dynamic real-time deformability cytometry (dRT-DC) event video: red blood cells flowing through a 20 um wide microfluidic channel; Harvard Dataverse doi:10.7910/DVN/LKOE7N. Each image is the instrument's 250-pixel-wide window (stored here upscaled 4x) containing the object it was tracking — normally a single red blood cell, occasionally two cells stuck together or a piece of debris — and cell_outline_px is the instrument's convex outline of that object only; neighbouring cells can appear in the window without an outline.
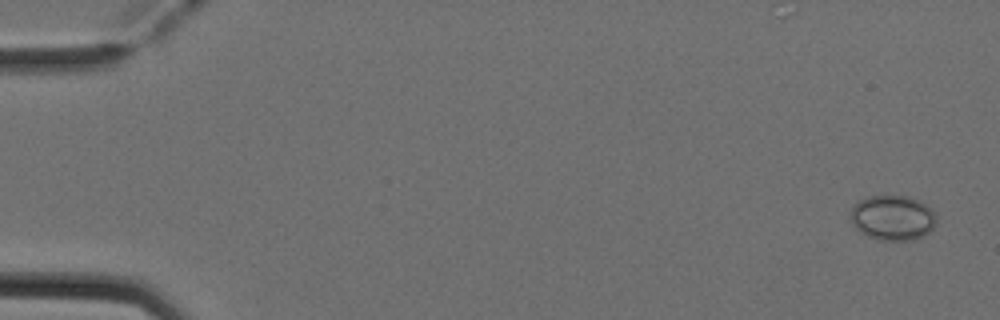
{"species": "Egyptian fruit bat (a non-hibernating species)", "species_latin": "Rousettus aegyptiacus", "temperature_condition": "cold", "stored_images_in_passage": 7, "camera_frame_rate_fps": 3000, "um_per_image_px": 0.085, "animal": {"sex": "female"}, "frame": {"image": 1, "passage_image": 1, "time_ms": 0.0, "image_size_px": [1000, 320], "cell_outline_px": [[936, 224], [924, 236], [912, 240], [880, 240], [868, 236], [860, 232], [852, 224], [852, 208], [860, 200], [868, 196], [908, 196], [920, 200], [932, 208], [936, 216]], "centroid_in_image_um": [75.92, 18.51], "position_along_channel_um": 9.1, "area_um2": 22.54}}
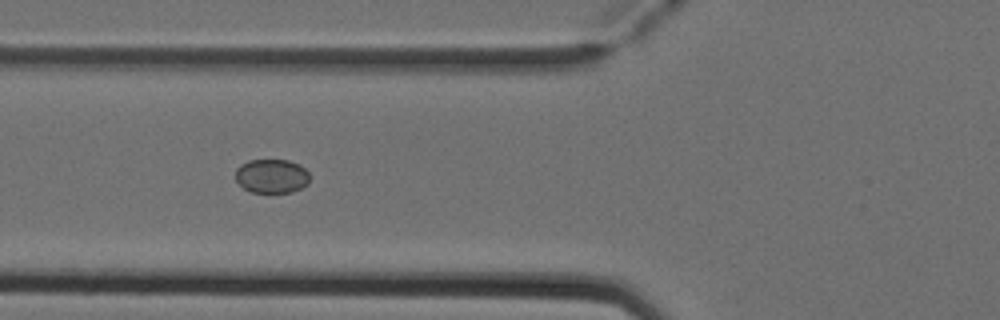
{"frame": {"image": 2, "passage_image": 6, "time_ms": 1.667, "image_size_px": [1000, 320], "cell_outline_px": [[308, 184], [292, 192], [252, 192], [244, 188], [236, 180], [236, 168], [240, 164], [248, 160], [288, 160], [300, 164], [308, 172]], "centroid_in_image_um": [23.08, 14.95], "position_along_channel_um": 102.7, "area_um2": 14.68}}
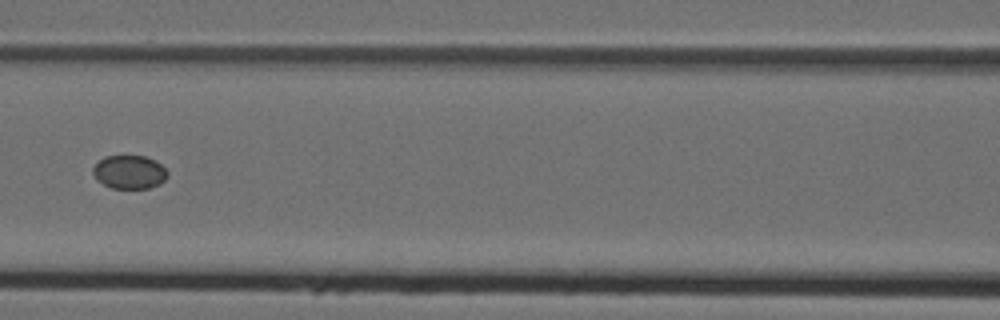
{"frame": {"image": 3, "passage_image": 7, "time_ms": 2.0, "image_size_px": [1000, 320], "cell_outline_px": [[168, 176], [160, 184], [148, 188], [112, 188], [96, 180], [92, 172], [92, 168], [104, 156], [144, 156], [156, 160], [168, 172]], "centroid_in_image_um": [10.99, 14.62], "position_along_channel_um": 155.6, "area_um2": 14.57}}